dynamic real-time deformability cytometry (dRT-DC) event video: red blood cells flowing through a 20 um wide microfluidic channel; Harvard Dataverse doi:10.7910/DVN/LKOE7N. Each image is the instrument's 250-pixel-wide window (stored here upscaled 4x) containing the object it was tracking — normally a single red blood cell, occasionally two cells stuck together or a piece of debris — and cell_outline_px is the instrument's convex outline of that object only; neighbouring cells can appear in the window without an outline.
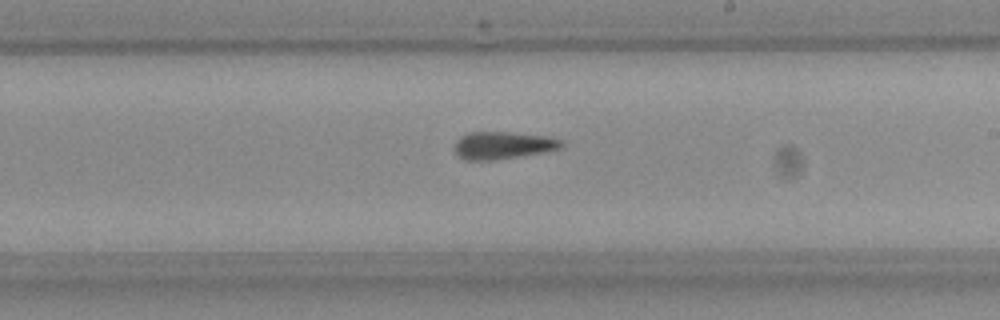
{"species": "Egyptian fruit bat (a non-hibernating species)", "species_latin": "Rousettus aegyptiacus", "temperature_condition": "room temperature", "stored_images_in_passage": 26, "camera_frame_rate_fps": 3000, "um_per_image_px": 0.085, "frame": {"image": 1, "passage_image": 15, "time_ms": 4.667, "image_size_px": [1000, 320], "cell_outline_px": [[564, 144], [560, 148], [540, 152], [492, 160], [464, 160], [456, 156], [456, 140], [460, 136], [468, 132], [512, 132], [548, 136], [560, 140]], "centroid_in_image_um": [42.69, 12.34], "position_along_channel_um": 246.3, "area_um2": 16.88}, "authors_computed_cell_mechanics": {"area_um2": 17.051, "velocity_mm_per_s": 3.9796, "shape_relaxation_time_tau1_ms": null, "shape_relaxation_time_tau2_ms": 4.4637, "deformation_change_tau1": null, "deformation_change_tau2": 0.1355}}